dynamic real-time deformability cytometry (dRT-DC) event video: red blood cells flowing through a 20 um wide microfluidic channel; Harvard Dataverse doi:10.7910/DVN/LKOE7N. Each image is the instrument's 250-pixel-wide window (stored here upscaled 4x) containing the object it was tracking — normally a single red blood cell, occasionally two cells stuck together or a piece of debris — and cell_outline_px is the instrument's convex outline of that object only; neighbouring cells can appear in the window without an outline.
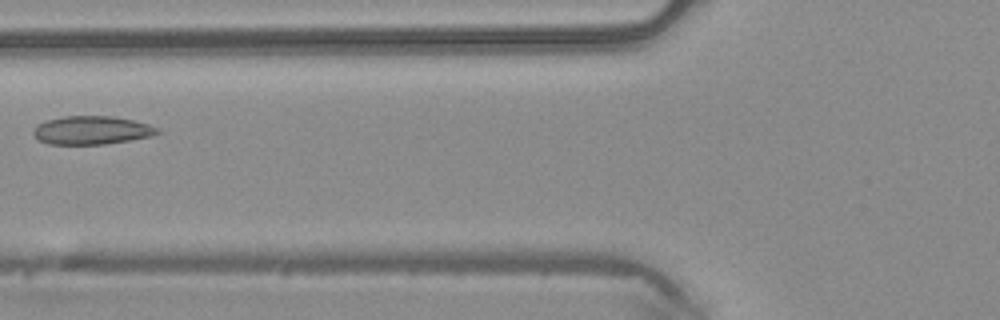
{"species": "common noctule bat (a hibernating species)", "species_latin": "Nyctalus noctula", "temperature_condition": "warm", "stored_images_in_passage": 4, "camera_frame_rate_fps": 3000, "um_per_image_px": 0.085, "animal": {"sex": "male", "body_mass_g": 20.4}, "frame": {"image": 1, "passage_image": 3, "time_ms": 0.667, "image_size_px": [1000, 320], "cell_outline_px": [[160, 132], [152, 136], [104, 144], [48, 144], [36, 140], [32, 132], [40, 124], [48, 120], [64, 116], [112, 116], [132, 120], [148, 124], [160, 128]], "centroid_in_image_um": [7.8, 11.07], "position_along_channel_um": 118.0, "area_um2": 20.4}}
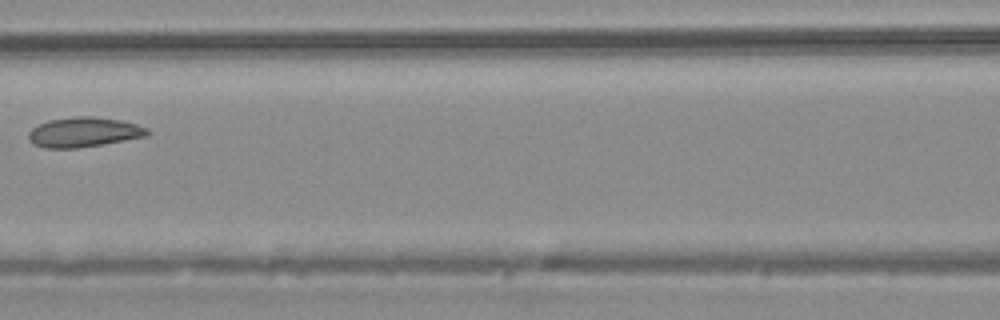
{"frame": {"image": 2, "passage_image": 4, "time_ms": 1.0, "image_size_px": [1000, 320], "cell_outline_px": [[152, 132], [148, 136], [76, 148], [44, 148], [32, 144], [28, 140], [28, 132], [32, 128], [48, 120], [76, 116], [92, 116], [120, 120], [136, 124], [148, 128]], "centroid_in_image_um": [7.11, 11.23], "position_along_channel_um": 159.5, "area_um2": 20.69}}